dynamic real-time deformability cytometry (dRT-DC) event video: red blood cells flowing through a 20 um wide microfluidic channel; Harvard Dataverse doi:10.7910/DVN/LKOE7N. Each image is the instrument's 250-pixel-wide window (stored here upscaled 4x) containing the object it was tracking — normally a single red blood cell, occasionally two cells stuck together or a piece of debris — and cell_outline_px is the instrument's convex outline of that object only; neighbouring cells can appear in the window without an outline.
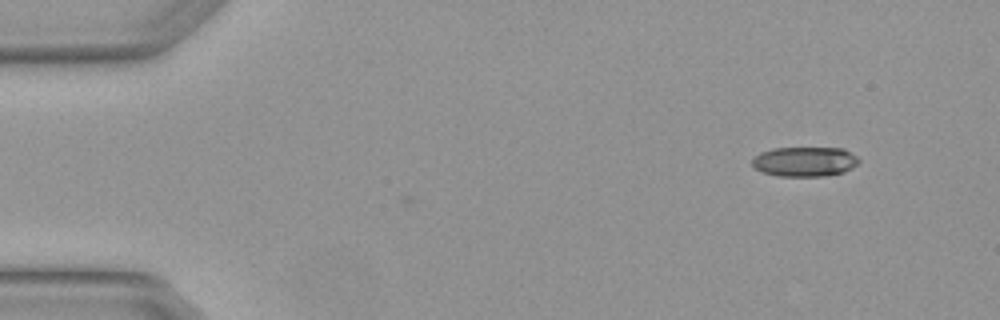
{"species": "Egyptian fruit bat (a non-hibernating species)", "species_latin": "Rousettus aegyptiacus", "temperature_condition": "warm", "stored_images_in_passage": 3, "camera_frame_rate_fps": 3000, "um_per_image_px": 0.085, "animal": {"sex": "female"}, "frame": {"image": 1, "passage_image": 3, "time_ms": 0.667, "image_size_px": [1000, 320], "cell_outline_px": [[860, 160], [852, 168], [844, 172], [824, 176], [776, 176], [764, 172], [756, 168], [752, 164], [752, 156], [760, 152], [772, 148], [844, 148], [856, 156]], "centroid_in_image_um": [68.39, 13.73], "position_along_channel_um": 16.6, "area_um2": 18.55}}